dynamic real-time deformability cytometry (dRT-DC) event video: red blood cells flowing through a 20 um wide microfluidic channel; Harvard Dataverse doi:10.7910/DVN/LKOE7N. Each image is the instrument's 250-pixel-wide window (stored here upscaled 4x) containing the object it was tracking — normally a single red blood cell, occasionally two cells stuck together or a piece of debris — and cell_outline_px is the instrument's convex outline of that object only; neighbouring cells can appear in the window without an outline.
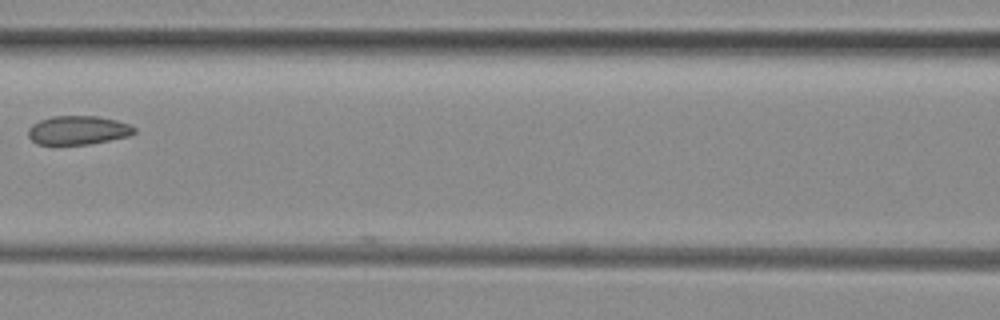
{"species": "common noctule bat (a hibernating species)", "species_latin": "Nyctalus noctula", "temperature_condition": "room temperature", "stored_images_in_passage": 10, "camera_frame_rate_fps": 3000, "um_per_image_px": 0.085, "animal": {"sex": "female", "body_mass_g": 29.2, "forearm_length_mm": 56.3}, "frame": {"image": 1, "passage_image": 9, "time_ms": 2.667, "image_size_px": [1000, 320], "cell_outline_px": [[136, 132], [128, 136], [88, 144], [36, 144], [28, 136], [28, 128], [32, 124], [40, 120], [52, 116], [96, 116], [116, 120], [128, 124], [136, 128]], "centroid_in_image_um": [6.61, 11.06], "position_along_channel_um": 160.0, "area_um2": 17.69}}